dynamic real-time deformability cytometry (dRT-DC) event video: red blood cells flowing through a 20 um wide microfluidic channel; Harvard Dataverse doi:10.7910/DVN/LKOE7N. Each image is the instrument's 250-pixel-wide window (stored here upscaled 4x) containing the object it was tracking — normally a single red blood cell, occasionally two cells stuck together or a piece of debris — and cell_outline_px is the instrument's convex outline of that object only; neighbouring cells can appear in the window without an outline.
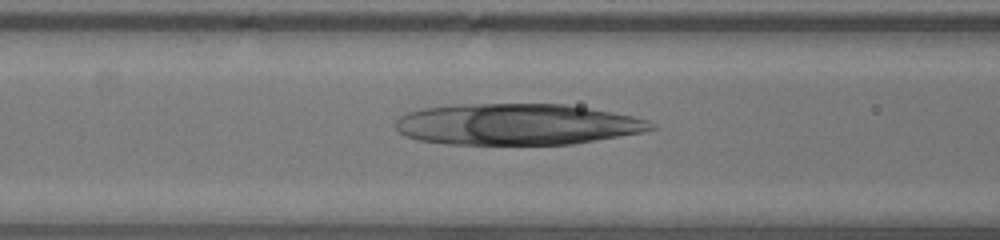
{"species": "human", "species_latin": "Homo sapiens", "temperature_condition": "warm", "stored_images_in_passage": 44, "camera_frame_rate_fps": 3000, "um_per_image_px": 0.085, "donor": {"sex": "male"}, "frame": {"image": 1, "passage_image": 15, "time_ms": 4.667, "image_size_px": [1000, 240], "cell_outline_px": [[656, 128], [640, 132], [572, 144], [448, 144], [420, 140], [404, 136], [396, 128], [396, 120], [400, 116], [408, 112], [424, 108], [460, 104], [564, 104], [612, 112], [632, 116], [648, 120]], "centroid_in_image_um": [43.9, 10.56], "position_along_channel_um": 122.7, "area_um2": 60.98}}
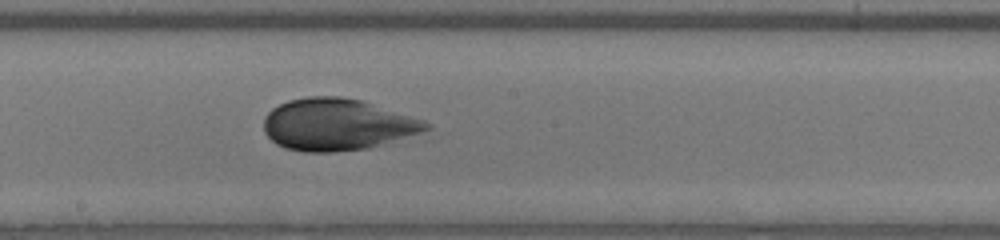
{"frame": {"image": 2, "passage_image": 22, "time_ms": 7.0, "image_size_px": [1000, 240], "cell_outline_px": [[432, 128], [420, 132], [364, 148], [332, 152], [304, 152], [288, 148], [276, 144], [264, 132], [264, 116], [272, 108], [288, 100], [308, 96], [340, 96], [360, 100], [424, 120], [432, 124]], "centroid_in_image_um": [28.61, 10.57], "position_along_channel_um": 219.6, "area_um2": 48.38}}
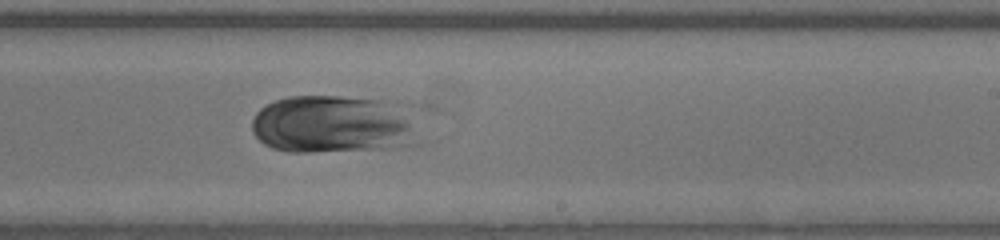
{"frame": {"image": 3, "passage_image": 25, "time_ms": 8.0, "image_size_px": [1000, 240], "cell_outline_px": [[420, 144], [388, 148], [312, 152], [288, 152], [272, 148], [264, 144], [252, 132], [252, 120], [256, 112], [260, 108], [276, 100], [288, 96], [340, 96], [400, 100], [412, 104]], "centroid_in_image_um": [28.49, 10.54], "position_along_channel_um": 260.5, "area_um2": 58.61}}